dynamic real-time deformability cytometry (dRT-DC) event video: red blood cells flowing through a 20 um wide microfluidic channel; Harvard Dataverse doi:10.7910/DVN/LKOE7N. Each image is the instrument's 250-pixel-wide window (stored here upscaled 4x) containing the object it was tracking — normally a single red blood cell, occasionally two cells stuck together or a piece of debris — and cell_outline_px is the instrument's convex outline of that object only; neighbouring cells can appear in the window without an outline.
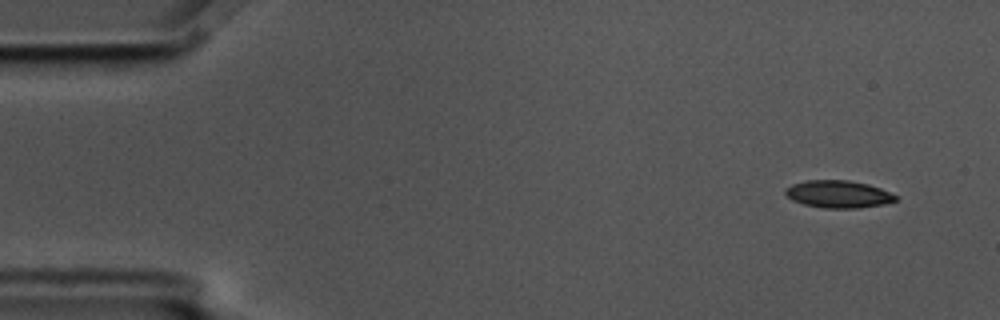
{"species": "common noctule bat (a hibernating species)", "species_latin": "Nyctalus noctula", "temperature_condition": "cold", "stored_images_in_passage": 7, "camera_frame_rate_fps": 3000, "um_per_image_px": 0.085, "animal": {"sex": "male", "body_mass_g": 17.5, "forearm_length_mm": 52.3}, "frame": {"image": 1, "passage_image": 1, "time_ms": 0.0, "image_size_px": [1000, 320], "cell_outline_px": [[896, 200], [884, 204], [860, 208], [824, 208], [804, 204], [792, 200], [784, 192], [784, 188], [792, 184], [808, 180], [848, 180], [868, 184], [880, 188], [896, 196]], "centroid_in_image_um": [71.23, 16.5], "position_along_channel_um": 13.8, "area_um2": 17.51}}
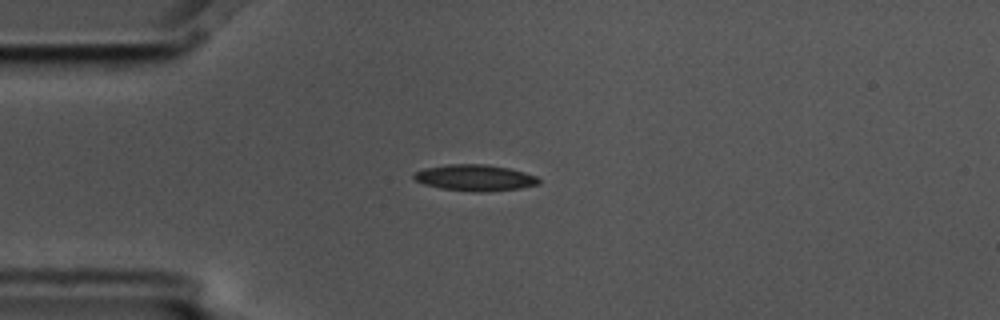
{"frame": {"image": 2, "passage_image": 4, "time_ms": 1.0, "image_size_px": [1000, 320], "cell_outline_px": [[540, 184], [520, 188], [484, 192], [476, 192], [440, 188], [424, 184], [416, 180], [412, 176], [412, 172], [424, 168], [448, 164], [484, 164], [508, 168], [524, 172], [536, 176], [540, 180]], "centroid_in_image_um": [40.34, 15.11], "position_along_channel_um": 44.7, "area_um2": 19.13}}
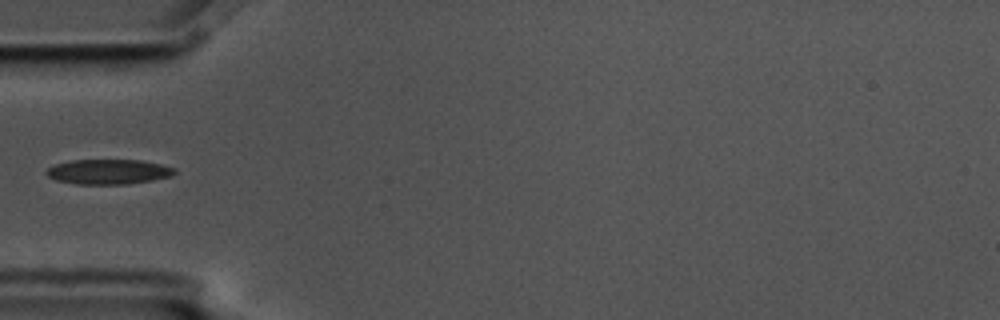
{"frame": {"image": 3, "passage_image": 5, "time_ms": 1.333, "image_size_px": [1000, 320], "cell_outline_px": [[176, 172], [172, 176], [152, 180], [124, 184], [76, 184], [56, 180], [48, 176], [44, 172], [48, 168], [56, 164], [72, 160], [140, 160], [160, 164], [176, 168]], "centroid_in_image_um": [9.22, 14.6], "position_along_channel_um": 75.8, "area_um2": 18.55}}